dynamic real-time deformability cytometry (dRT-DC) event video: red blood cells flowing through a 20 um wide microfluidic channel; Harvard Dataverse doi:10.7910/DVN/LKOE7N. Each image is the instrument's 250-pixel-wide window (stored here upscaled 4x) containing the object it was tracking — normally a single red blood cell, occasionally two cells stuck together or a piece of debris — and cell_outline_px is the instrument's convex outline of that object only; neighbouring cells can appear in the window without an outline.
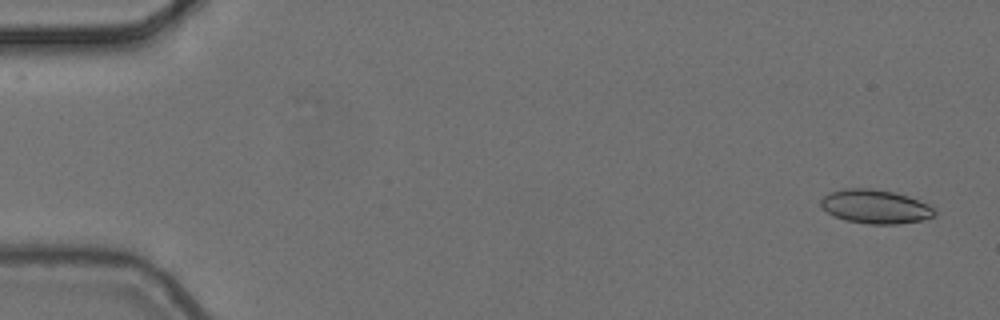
{"species": "common noctule bat (a hibernating species)", "species_latin": "Nyctalus noctula", "temperature_condition": "cold", "stored_images_in_passage": 6, "camera_frame_rate_fps": 3000, "um_per_image_px": 0.085, "animal": {"sex": "female", "body_mass_g": 24.6, "forearm_length_mm": 56.2}, "frame": {"image": 1, "passage_image": 1, "time_ms": 0.0, "image_size_px": [1000, 320], "cell_outline_px": [[936, 216], [920, 220], [896, 224], [868, 224], [844, 220], [828, 212], [820, 204], [820, 200], [828, 192], [844, 188], [872, 188], [892, 192], [908, 196], [928, 204], [936, 212]], "centroid_in_image_um": [74.39, 17.55], "position_along_channel_um": 10.6, "area_um2": 22.37}}
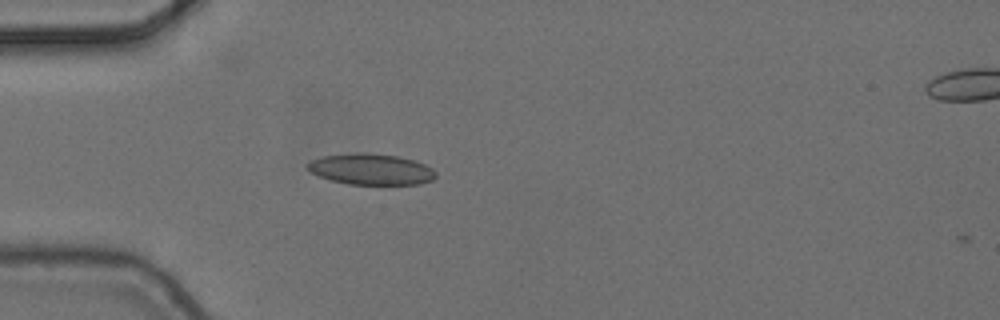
{"frame": {"image": 2, "passage_image": 5, "time_ms": 1.333, "image_size_px": [1000, 320], "cell_outline_px": [[436, 176], [432, 180], [420, 184], [348, 184], [332, 180], [320, 176], [312, 172], [304, 164], [312, 160], [324, 156], [356, 152], [364, 152], [396, 156], [412, 160], [424, 164], [432, 168], [436, 172]], "centroid_in_image_um": [31.54, 14.38], "position_along_channel_um": 53.5, "area_um2": 23.0}}